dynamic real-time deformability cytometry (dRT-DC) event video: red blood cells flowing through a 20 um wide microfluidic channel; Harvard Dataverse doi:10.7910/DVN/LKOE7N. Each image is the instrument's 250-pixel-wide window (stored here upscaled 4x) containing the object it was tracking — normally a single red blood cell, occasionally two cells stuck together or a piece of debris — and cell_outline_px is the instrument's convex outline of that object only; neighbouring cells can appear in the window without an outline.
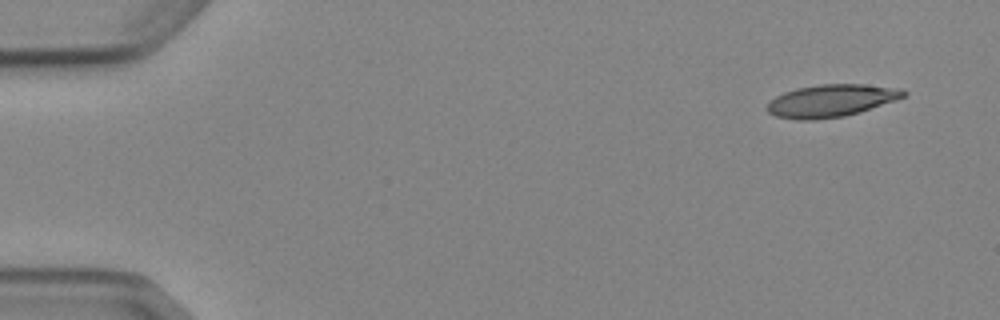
{"species": "Egyptian fruit bat (a non-hibernating species)", "species_latin": "Rousettus aegyptiacus", "temperature_condition": "cold", "stored_images_in_passage": 6, "camera_frame_rate_fps": 3000, "um_per_image_px": 0.085, "animal": {"sex": "female"}, "frame": {"image": 1, "passage_image": 1, "time_ms": 0.0, "image_size_px": [1000, 320], "cell_outline_px": [[908, 92], [904, 96], [896, 100], [860, 112], [844, 116], [812, 120], [796, 120], [776, 116], [768, 112], [764, 108], [776, 96], [784, 92], [796, 88], [820, 84], [864, 84], [904, 88]], "centroid_in_image_um": [70.66, 8.55], "position_along_channel_um": 14.3, "area_um2": 25.95}}
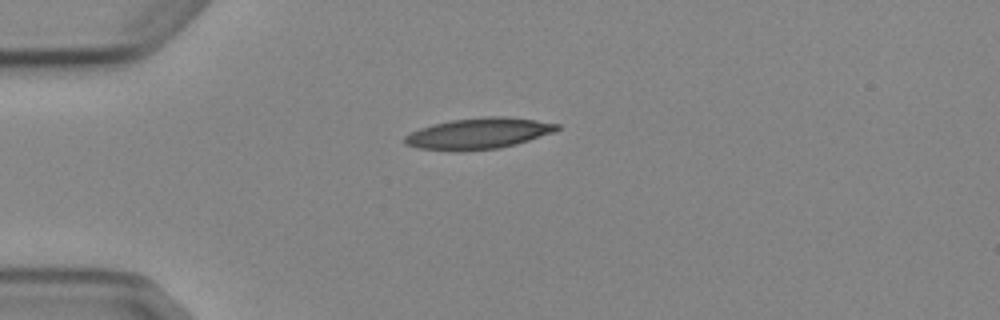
{"frame": {"image": 2, "passage_image": 4, "time_ms": 3.333, "image_size_px": [1000, 320], "cell_outline_px": [[560, 128], [552, 132], [516, 144], [500, 148], [416, 148], [404, 144], [404, 136], [420, 128], [432, 124], [452, 120], [484, 116], [504, 116], [536, 120], [560, 124]], "centroid_in_image_um": [40.71, 11.29], "position_along_channel_um": 44.3, "area_um2": 26.47}}
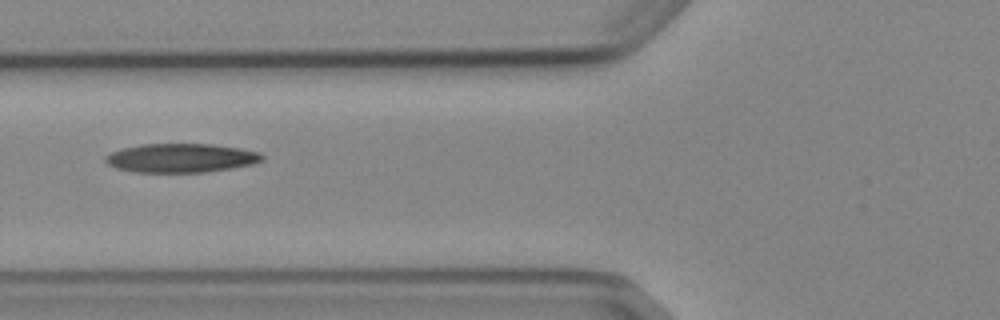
{"frame": {"image": 3, "passage_image": 6, "time_ms": 5.667, "image_size_px": [1000, 320], "cell_outline_px": [[264, 160], [252, 164], [232, 168], [204, 172], [132, 172], [116, 168], [108, 164], [104, 160], [104, 156], [112, 152], [124, 148], [140, 144], [212, 144], [240, 148], [260, 152], [264, 156]], "centroid_in_image_um": [15.39, 13.43], "position_along_channel_um": 110.4, "area_um2": 26.47}}